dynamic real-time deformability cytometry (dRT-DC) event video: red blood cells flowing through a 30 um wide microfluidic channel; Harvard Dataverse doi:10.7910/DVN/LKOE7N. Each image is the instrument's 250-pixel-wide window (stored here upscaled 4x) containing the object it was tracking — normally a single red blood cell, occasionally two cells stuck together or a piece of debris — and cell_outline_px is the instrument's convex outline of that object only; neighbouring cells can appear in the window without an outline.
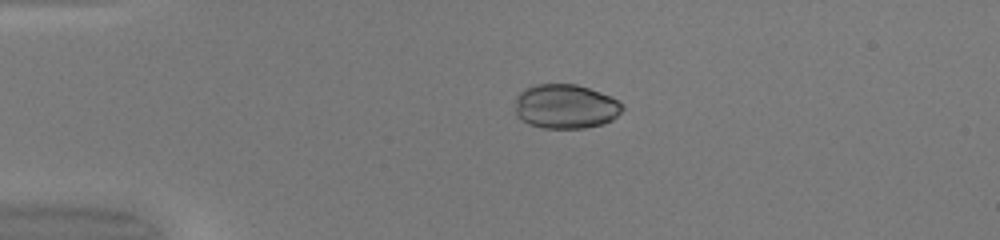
{"species": "common noctule bat (a hibernating species)", "species_latin": "Nyctalus noctula", "temperature_condition": "warm", "stored_images_in_passage": 39, "camera_frame_rate_fps": 3000, "um_per_image_px": 0.085, "animal": {"sex": "female", "body_mass_g": 20.0, "forearm_length_mm": 54.0}, "frame": {"image": 1, "passage_image": 1, "time_ms": 0.0, "image_size_px": [1000, 240], "cell_outline_px": [[624, 108], [612, 120], [604, 124], [584, 128], [544, 128], [528, 124], [520, 120], [516, 116], [516, 96], [524, 88], [536, 84], [576, 84], [612, 96], [624, 104]], "centroid_in_image_um": [48.07, 9.05], "position_along_channel_um": 36.9, "area_um2": 28.03}}
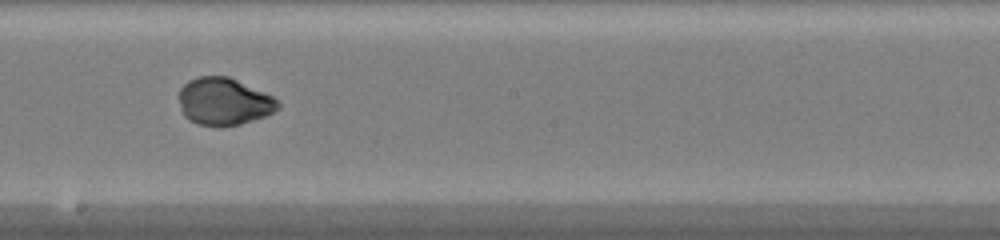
{"frame": {"image": 2, "passage_image": 18, "time_ms": 5.667, "image_size_px": [1000, 240], "cell_outline_px": [[280, 108], [264, 116], [240, 124], [196, 124], [188, 120], [184, 116], [180, 108], [180, 88], [188, 80], [200, 76], [228, 76], [272, 96], [280, 104]], "centroid_in_image_um": [19.01, 8.6], "position_along_channel_um": 229.2, "area_um2": 26.76}}
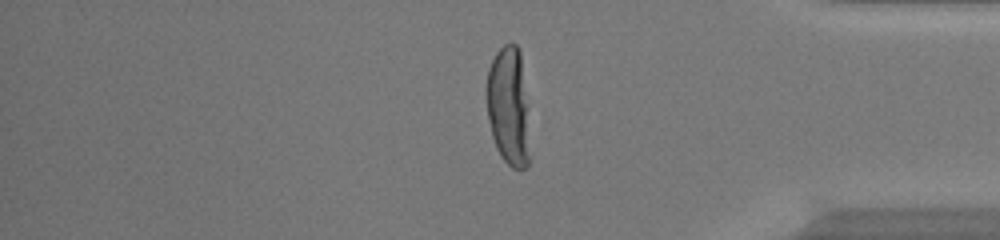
{"frame": {"image": 3, "passage_image": 31, "time_ms": 10.0, "image_size_px": [1000, 240], "cell_outline_px": [[528, 168], [512, 168], [500, 156], [496, 148], [492, 136], [488, 120], [484, 96], [484, 92], [488, 68], [496, 52], [504, 44], [516, 44], [520, 52], [528, 156]], "centroid_in_image_um": [43.12, 9.03], "position_along_channel_um": 392.1, "area_um2": 29.02}, "authors_computed_cell_mechanics": {"area_um2": 28.1486, "velocity_mm_per_s": 4.2103, "shape_relaxation_time_tau1_ms": 6.8819, "shape_relaxation_time_tau2_ms": null, "deformation_change_tau1": 0.2422, "deformation_change_tau2": null}}